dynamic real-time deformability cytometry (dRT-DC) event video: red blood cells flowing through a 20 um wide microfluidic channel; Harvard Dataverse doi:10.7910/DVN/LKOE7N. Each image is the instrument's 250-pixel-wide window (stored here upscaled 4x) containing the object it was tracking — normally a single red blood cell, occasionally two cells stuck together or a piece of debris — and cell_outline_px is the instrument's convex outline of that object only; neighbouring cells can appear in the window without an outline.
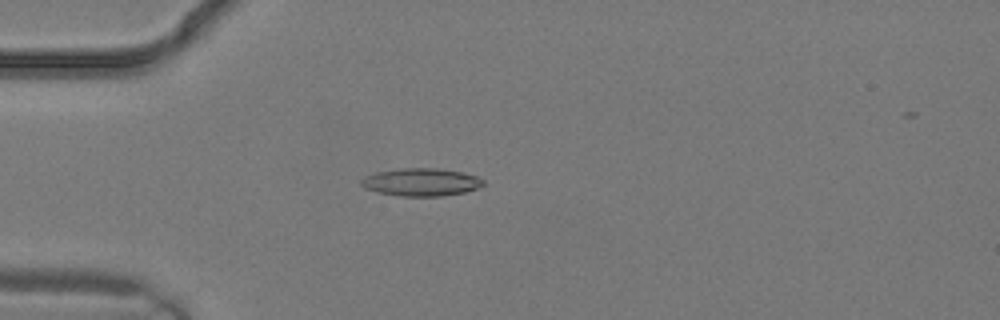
{"species": "common noctule bat (a hibernating species)", "species_latin": "Nyctalus noctula", "temperature_condition": "warm", "stored_images_in_passage": 1, "camera_frame_rate_fps": 3000, "um_per_image_px": 0.085, "animal": {"sex": "male", "body_mass_g": 19.2, "forearm_length_mm": 51.8}, "frame": {"image": 1, "passage_image": 1, "time_ms": 0.0, "image_size_px": [1000, 320], "cell_outline_px": [[484, 184], [476, 188], [464, 192], [440, 196], [400, 196], [376, 192], [364, 188], [360, 184], [360, 180], [364, 176], [376, 172], [400, 168], [436, 168], [460, 172], [476, 176], [484, 180]], "centroid_in_image_um": [35.73, 15.48], "position_along_channel_um": 49.3, "area_um2": 19.71}}